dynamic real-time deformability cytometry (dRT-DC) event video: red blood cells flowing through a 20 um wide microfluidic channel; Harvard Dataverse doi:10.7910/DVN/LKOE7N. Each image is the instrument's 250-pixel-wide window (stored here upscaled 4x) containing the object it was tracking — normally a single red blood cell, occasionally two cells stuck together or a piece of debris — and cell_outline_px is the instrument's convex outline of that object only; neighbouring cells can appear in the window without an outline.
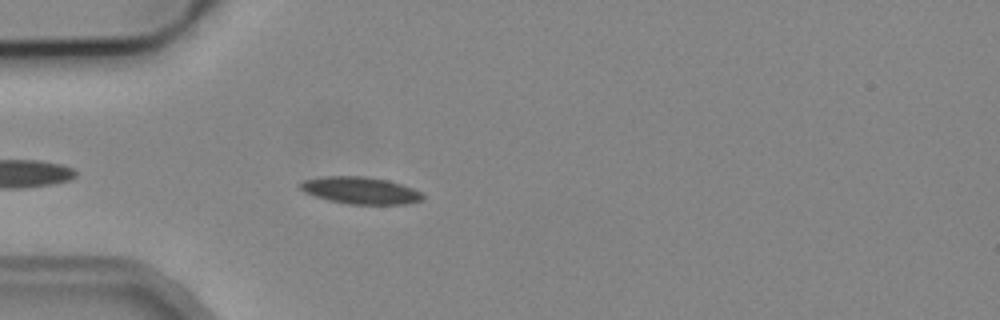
{"species": "common noctule bat (a hibernating species)", "species_latin": "Nyctalus noctula", "temperature_condition": "cold", "stored_images_in_passage": 1, "camera_frame_rate_fps": 3000, "um_per_image_px": 0.085, "animal": {"sex": "male", "body_mass_g": 19.2, "forearm_length_mm": 51.8}, "frame": {"image": 1, "passage_image": 1, "time_ms": 0.0, "image_size_px": [1000, 320], "cell_outline_px": [[424, 196], [420, 200], [404, 204], [348, 204], [328, 200], [304, 192], [300, 188], [300, 184], [304, 180], [324, 176], [364, 176], [388, 180], [412, 188], [420, 192]], "centroid_in_image_um": [30.61, 16.18], "position_along_channel_um": 54.4, "area_um2": 19.07}}